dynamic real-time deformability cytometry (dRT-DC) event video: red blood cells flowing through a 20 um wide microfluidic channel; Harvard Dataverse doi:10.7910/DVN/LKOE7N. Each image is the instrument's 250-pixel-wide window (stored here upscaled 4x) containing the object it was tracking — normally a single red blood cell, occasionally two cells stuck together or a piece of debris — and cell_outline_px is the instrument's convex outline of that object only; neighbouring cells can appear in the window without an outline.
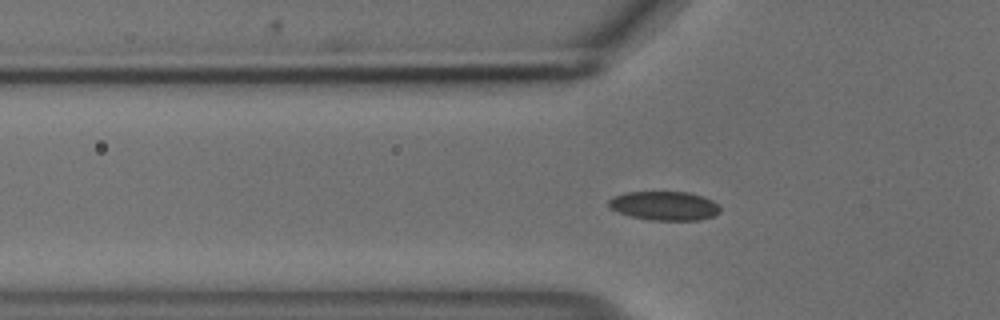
{"species": "common noctule bat (a hibernating species)", "species_latin": "Nyctalus noctula", "temperature_condition": "cold", "stored_images_in_passage": 56, "camera_frame_rate_fps": 3000, "um_per_image_px": 0.085, "animal": {"sex": "male", "body_mass_g": 18.8}, "frame": {"image": 1, "passage_image": 18, "time_ms": 5.667, "image_size_px": [1000, 320], "cell_outline_px": [[720, 212], [712, 216], [700, 220], [652, 220], [632, 216], [616, 212], [608, 208], [608, 200], [612, 196], [624, 192], [688, 192], [704, 196], [712, 200], [720, 208]], "centroid_in_image_um": [56.43, 17.48], "position_along_channel_um": 69.4, "area_um2": 18.96}}
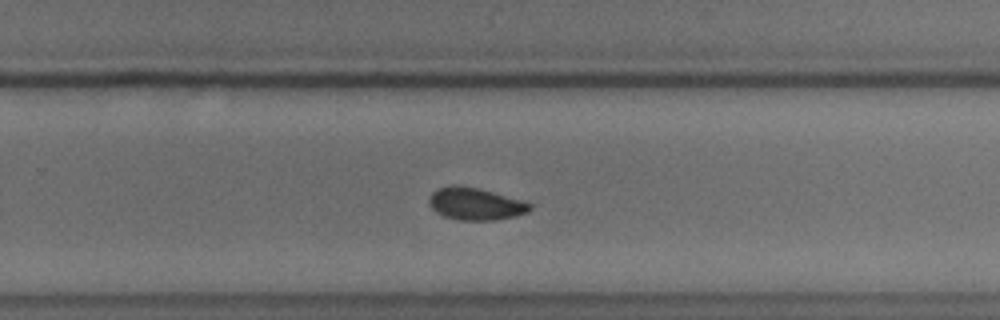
{"frame": {"image": 2, "passage_image": 36, "time_ms": 11.667, "image_size_px": [1000, 320], "cell_outline_px": [[532, 208], [528, 212], [516, 216], [492, 220], [460, 220], [444, 216], [436, 212], [428, 204], [428, 200], [432, 192], [436, 188], [452, 184], [480, 188], [524, 200], [532, 204]], "centroid_in_image_um": [40.41, 17.31], "position_along_channel_um": 289.4, "area_um2": 19.25}}
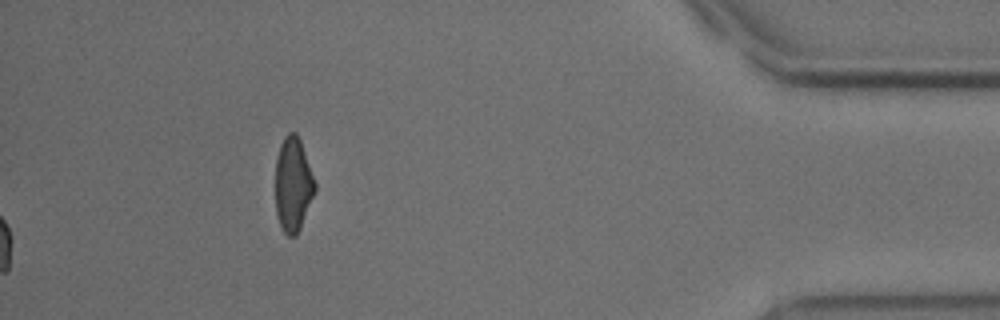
{"frame": {"image": 3, "passage_image": 56, "time_ms": 18.333, "image_size_px": [1000, 320], "cell_outline_px": [[316, 188], [300, 228], [296, 236], [288, 236], [284, 232], [280, 224], [276, 212], [276, 156], [280, 144], [284, 136], [288, 132], [296, 132], [300, 140], [316, 184]], "centroid_in_image_um": [24.89, 15.65], "position_along_channel_um": 410.3, "area_um2": 21.5}, "authors_computed_cell_mechanics": {"area_um2": 18.7272, "velocity_mm_per_s": 3.6813, "shape_relaxation_time_tau1_ms": 8.8036, "shape_relaxation_time_tau2_ms": 7.0003, "deformation_change_tau1": 0.1105, "deformation_change_tau2": 0.0894}}